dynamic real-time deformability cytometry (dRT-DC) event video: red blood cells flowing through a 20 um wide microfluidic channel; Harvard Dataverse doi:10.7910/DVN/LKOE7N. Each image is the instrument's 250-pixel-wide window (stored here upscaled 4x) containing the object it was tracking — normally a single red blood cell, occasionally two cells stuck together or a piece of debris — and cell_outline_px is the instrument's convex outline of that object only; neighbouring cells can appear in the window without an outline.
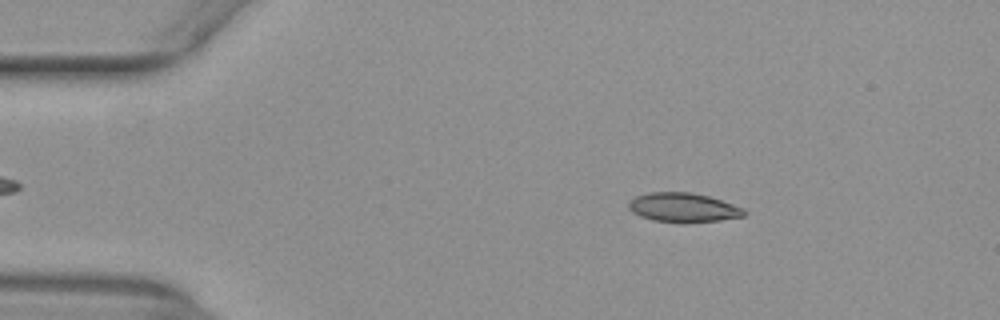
{"species": "common noctule bat (a hibernating species)", "species_latin": "Nyctalus noctula", "temperature_condition": "warm", "stored_images_in_passage": 15, "camera_frame_rate_fps": 3000, "um_per_image_px": 0.085, "animal": {"sex": "female", "body_mass_g": 29.2, "forearm_length_mm": 56.3}, "frame": {"image": 1, "passage_image": 7, "time_ms": 2.0, "image_size_px": [1000, 320], "cell_outline_px": [[744, 216], [720, 220], [684, 224], [680, 224], [652, 220], [640, 216], [632, 212], [628, 208], [628, 204], [636, 196], [648, 192], [692, 192], [708, 196], [744, 208]], "centroid_in_image_um": [58.05, 17.66], "position_along_channel_um": 27.0, "area_um2": 19.88}}
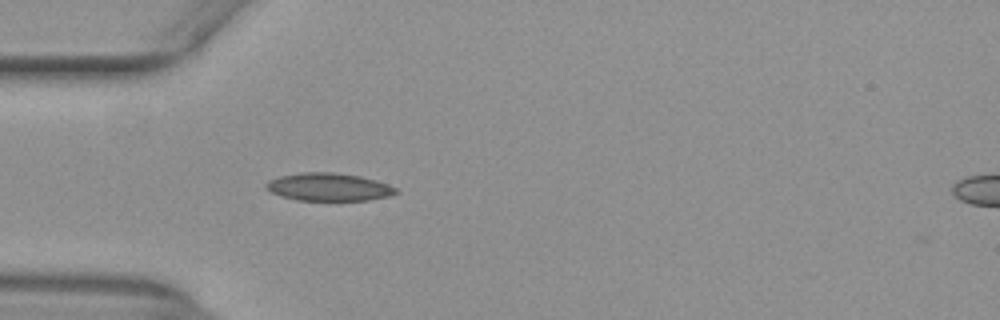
{"frame": {"image": 2, "passage_image": 14, "time_ms": 4.333, "image_size_px": [1000, 320], "cell_outline_px": [[400, 192], [388, 196], [368, 200], [296, 200], [280, 196], [264, 188], [264, 184], [268, 180], [280, 176], [304, 172], [332, 172], [360, 176], [376, 180], [388, 184], [396, 188]], "centroid_in_image_um": [27.92, 15.89], "position_along_channel_um": 57.1, "area_um2": 21.1}}